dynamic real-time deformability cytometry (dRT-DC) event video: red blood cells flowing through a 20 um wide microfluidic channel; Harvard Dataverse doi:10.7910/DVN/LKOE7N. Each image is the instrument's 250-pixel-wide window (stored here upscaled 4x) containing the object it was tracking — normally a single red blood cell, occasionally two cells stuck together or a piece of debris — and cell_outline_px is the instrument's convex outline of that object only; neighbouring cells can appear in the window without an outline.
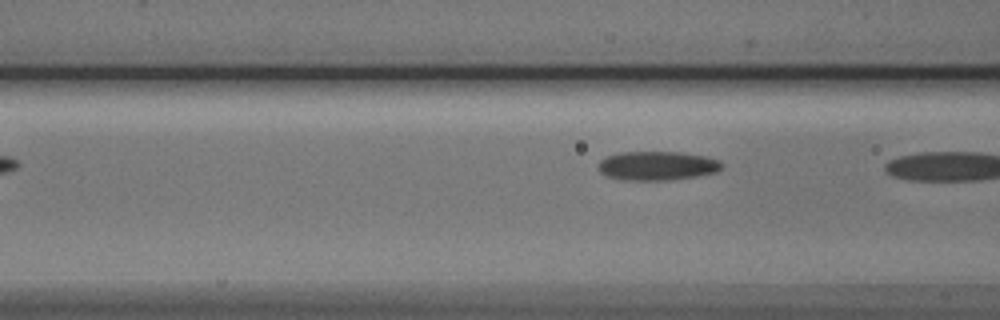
{"species": "Egyptian fruit bat (a non-hibernating species)", "species_latin": "Rousettus aegyptiacus", "temperature_condition": "cold", "stored_images_in_passage": 6, "camera_frame_rate_fps": 3000, "um_per_image_px": 0.085, "animal": {"sex": "male"}, "frame": {"image": 1, "passage_image": 6, "time_ms": 6.0, "image_size_px": [1000, 320], "cell_outline_px": [[724, 168], [716, 172], [696, 176], [668, 180], [624, 180], [608, 176], [600, 172], [600, 160], [604, 156], [620, 152], [680, 152], [708, 156], [720, 160], [724, 164]], "centroid_in_image_um": [55.91, 14.08], "position_along_channel_um": 110.7, "area_um2": 21.04}}